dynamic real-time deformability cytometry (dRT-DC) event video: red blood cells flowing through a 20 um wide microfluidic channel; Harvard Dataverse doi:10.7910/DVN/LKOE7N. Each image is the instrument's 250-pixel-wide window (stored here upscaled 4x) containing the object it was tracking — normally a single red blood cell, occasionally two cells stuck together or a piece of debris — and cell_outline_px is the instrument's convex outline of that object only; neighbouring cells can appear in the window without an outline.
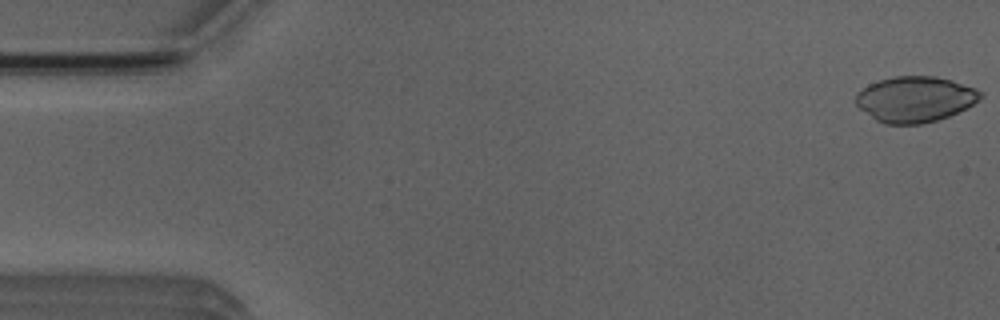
{"species": "Egyptian fruit bat (a non-hibernating species)", "species_latin": "Rousettus aegyptiacus", "temperature_condition": "room temperature", "stored_images_in_passage": 6, "camera_frame_rate_fps": 3000, "um_per_image_px": 0.085, "animal": {"sex": "male"}, "frame": {"image": 1, "passage_image": 1, "time_ms": 0.0, "image_size_px": [1000, 320], "cell_outline_px": [[984, 96], [980, 100], [948, 116], [936, 120], [920, 124], [884, 124], [876, 120], [860, 108], [856, 104], [856, 96], [868, 84], [880, 80], [896, 76], [936, 76], [952, 80], [976, 88], [984, 92]], "centroid_in_image_um": [77.82, 8.42], "position_along_channel_um": 7.2, "area_um2": 33.0}}